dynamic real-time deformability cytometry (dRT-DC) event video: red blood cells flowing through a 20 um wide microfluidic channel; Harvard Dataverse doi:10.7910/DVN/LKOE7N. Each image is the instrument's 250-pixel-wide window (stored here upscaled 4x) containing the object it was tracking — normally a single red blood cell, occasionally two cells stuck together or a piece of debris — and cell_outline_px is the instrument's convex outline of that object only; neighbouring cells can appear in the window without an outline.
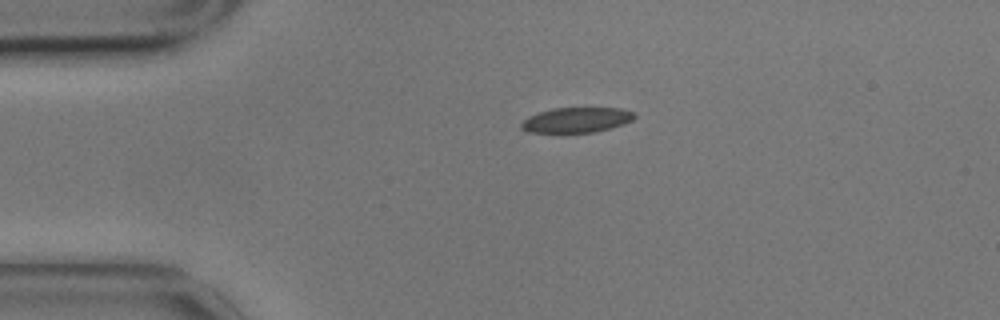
{"species": "common noctule bat (a hibernating species)", "species_latin": "Nyctalus noctula", "temperature_condition": "cold", "stored_images_in_passage": 8, "camera_frame_rate_fps": 3000, "um_per_image_px": 0.085, "animal": {"sex": "male", "body_mass_g": 17.9}, "frame": {"image": 1, "passage_image": 1, "time_ms": 0.0, "image_size_px": [1000, 320], "cell_outline_px": [[636, 116], [632, 120], [624, 124], [592, 132], [560, 136], [524, 132], [520, 128], [520, 124], [528, 116], [552, 108], [620, 108], [636, 112]], "centroid_in_image_um": [48.91, 10.25], "position_along_channel_um": 36.1, "area_um2": 17.51}}